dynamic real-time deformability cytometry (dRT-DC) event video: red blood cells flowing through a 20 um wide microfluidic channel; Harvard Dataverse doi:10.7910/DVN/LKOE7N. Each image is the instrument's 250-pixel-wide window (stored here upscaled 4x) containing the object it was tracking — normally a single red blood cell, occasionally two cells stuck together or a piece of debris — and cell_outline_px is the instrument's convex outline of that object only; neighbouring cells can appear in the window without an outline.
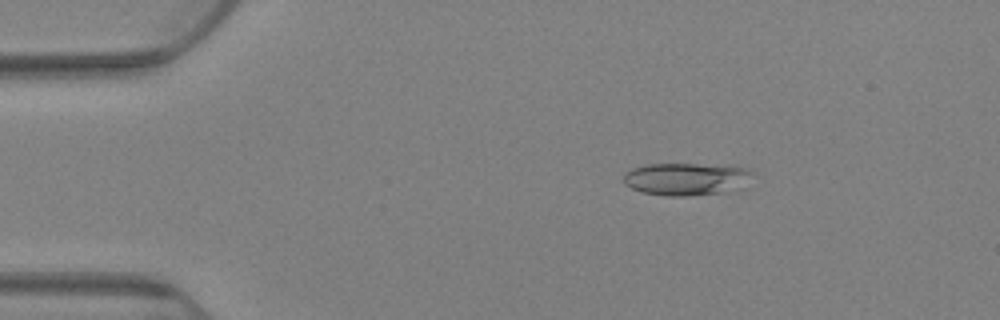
{"species": "Egyptian fruit bat (a non-hibernating species)", "species_latin": "Rousettus aegyptiacus", "temperature_condition": "warm", "stored_images_in_passage": 79, "camera_frame_rate_fps": 3000, "um_per_image_px": 0.085, "animal": {"sex": "female"}, "frame": {"image": 1, "passage_image": 13, "time_ms": 4.0, "image_size_px": [1000, 320], "cell_outline_px": [[752, 172], [724, 192], [688, 196], [668, 196], [644, 192], [632, 188], [624, 184], [624, 172], [632, 168], [644, 164], [728, 164], [748, 168]], "centroid_in_image_um": [58.17, 15.18], "position_along_channel_um": 26.8, "area_um2": 23.81}}
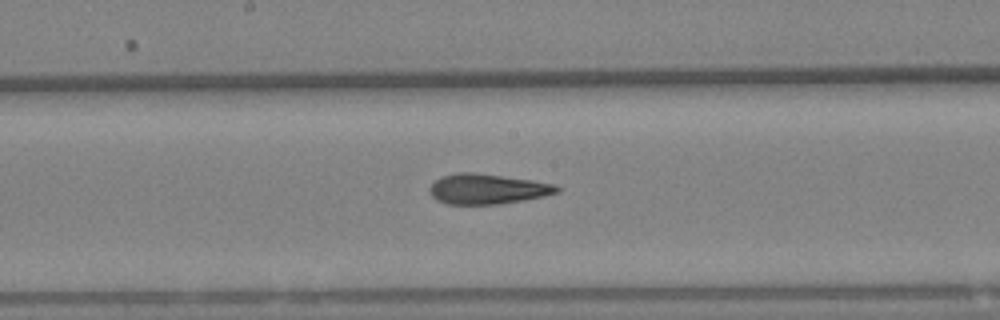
{"frame": {"image": 2, "passage_image": 42, "time_ms": 13.667, "image_size_px": [1000, 320], "cell_outline_px": [[560, 192], [544, 196], [496, 204], [444, 204], [436, 200], [432, 196], [428, 188], [440, 176], [456, 172], [476, 172], [532, 180], [556, 184], [560, 188]], "centroid_in_image_um": [41.4, 16.05], "position_along_channel_um": 206.8, "area_um2": 22.48}}
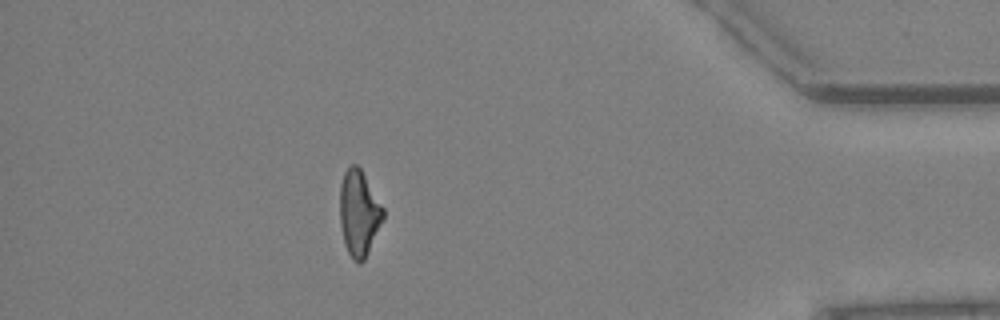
{"frame": {"image": 3, "passage_image": 70, "time_ms": 23.0, "image_size_px": [1000, 320], "cell_outline_px": [[384, 220], [364, 260], [360, 264], [352, 260], [344, 244], [340, 224], [340, 184], [344, 172], [352, 164], [356, 164], [360, 168], [384, 208]], "centroid_in_image_um": [30.51, 18.14], "position_along_channel_um": 404.7, "area_um2": 21.73}, "authors_computed_cell_mechanics": {"area_um2": 22.542, "velocity_mm_per_s": 2.5906, "shape_relaxation_time_tau1_ms": null, "shape_relaxation_time_tau2_ms": 3.8493, "deformation_change_tau1": null, "deformation_change_tau2": 0.1324}}